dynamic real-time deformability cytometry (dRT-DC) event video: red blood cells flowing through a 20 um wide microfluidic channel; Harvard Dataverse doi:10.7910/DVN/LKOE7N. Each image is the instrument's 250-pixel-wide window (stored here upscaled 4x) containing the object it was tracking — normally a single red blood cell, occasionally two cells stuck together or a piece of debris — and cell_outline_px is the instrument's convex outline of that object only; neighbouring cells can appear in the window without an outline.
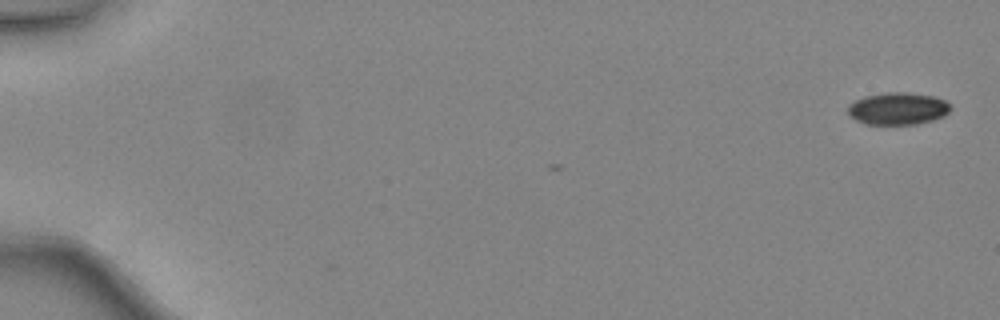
{"species": "common noctule bat (a hibernating species)", "species_latin": "Nyctalus noctula", "temperature_condition": "warm", "stored_images_in_passage": 6, "camera_frame_rate_fps": 3000, "um_per_image_px": 0.085, "animal": {"sex": "female", "body_mass_g": 24.6, "forearm_length_mm": 56.2}, "frame": {"image": 1, "passage_image": 1, "time_ms": 0.0, "image_size_px": [1000, 320], "cell_outline_px": [[952, 108], [944, 116], [932, 120], [916, 124], [864, 124], [848, 116], [848, 104], [864, 96], [888, 92], [908, 92], [932, 96], [944, 100]], "centroid_in_image_um": [76.29, 9.23], "position_along_channel_um": 8.7, "area_um2": 19.31}}